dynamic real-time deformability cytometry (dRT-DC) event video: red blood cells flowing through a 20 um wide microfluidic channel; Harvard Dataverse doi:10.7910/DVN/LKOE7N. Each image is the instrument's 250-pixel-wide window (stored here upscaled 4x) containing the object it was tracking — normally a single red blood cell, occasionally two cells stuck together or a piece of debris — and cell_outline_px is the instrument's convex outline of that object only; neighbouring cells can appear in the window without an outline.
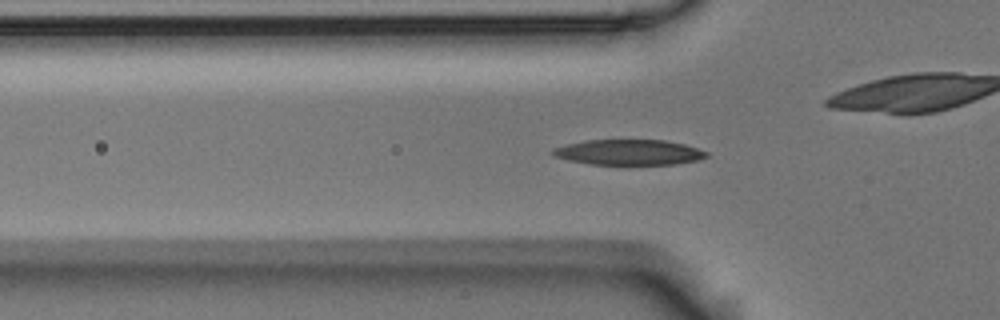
{"species": "Egyptian fruit bat (a non-hibernating species)", "species_latin": "Rousettus aegyptiacus", "temperature_condition": "room temperature", "stored_images_in_passage": 45, "camera_frame_rate_fps": 3000, "um_per_image_px": 0.085, "animal": {"sex": "male"}, "frame": {"image": 1, "passage_image": 12, "time_ms": 3.667, "image_size_px": [1000, 320], "cell_outline_px": [[708, 156], [696, 160], [676, 164], [592, 164], [568, 160], [556, 156], [548, 152], [552, 148], [584, 140], [664, 140], [684, 144], [708, 152]], "centroid_in_image_um": [53.42, 12.94], "position_along_channel_um": 72.4, "area_um2": 22.6}}
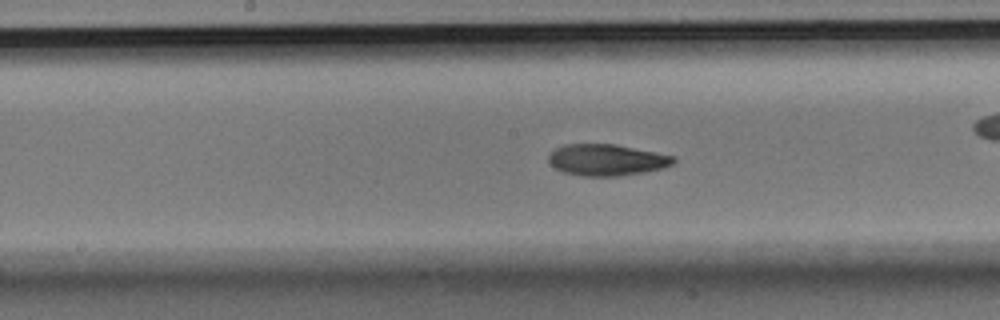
{"frame": {"image": 2, "passage_image": 22, "time_ms": 7.0, "image_size_px": [1000, 320], "cell_outline_px": [[676, 160], [672, 164], [664, 168], [644, 172], [616, 176], [580, 176], [564, 172], [556, 168], [548, 160], [548, 156], [556, 148], [564, 144], [616, 144], [676, 156]], "centroid_in_image_um": [51.6, 13.59], "position_along_channel_um": 196.6, "area_um2": 22.89}}
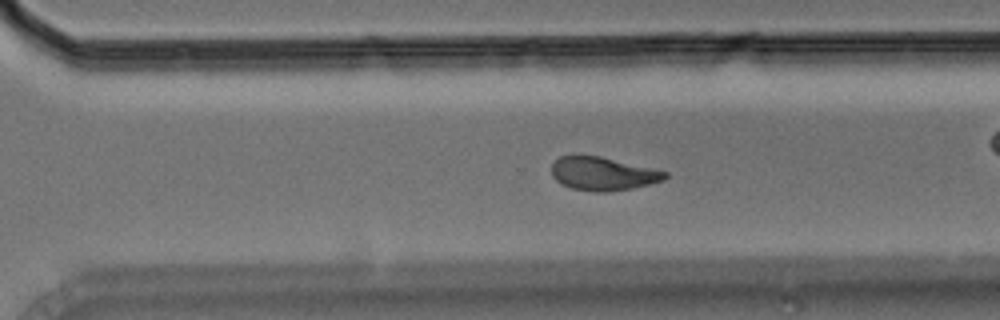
{"frame": {"image": 3, "passage_image": 32, "time_ms": 10.333, "image_size_px": [1000, 320], "cell_outline_px": [[668, 176], [664, 180], [632, 188], [608, 192], [592, 192], [572, 188], [560, 184], [552, 176], [552, 164], [560, 156], [572, 152], [600, 156], [668, 172]], "centroid_in_image_um": [51.18, 14.74], "position_along_channel_um": 319.4, "area_um2": 22.48}, "authors_computed_cell_mechanics": {"area_um2": 22.4842, "velocity_mm_per_s": 3.6983, "shape_relaxation_time_tau1_ms": 4.2346, "shape_relaxation_time_tau2_ms": 4.3689, "deformation_change_tau1": 0.1874, "deformation_change_tau2": 0.1184}}